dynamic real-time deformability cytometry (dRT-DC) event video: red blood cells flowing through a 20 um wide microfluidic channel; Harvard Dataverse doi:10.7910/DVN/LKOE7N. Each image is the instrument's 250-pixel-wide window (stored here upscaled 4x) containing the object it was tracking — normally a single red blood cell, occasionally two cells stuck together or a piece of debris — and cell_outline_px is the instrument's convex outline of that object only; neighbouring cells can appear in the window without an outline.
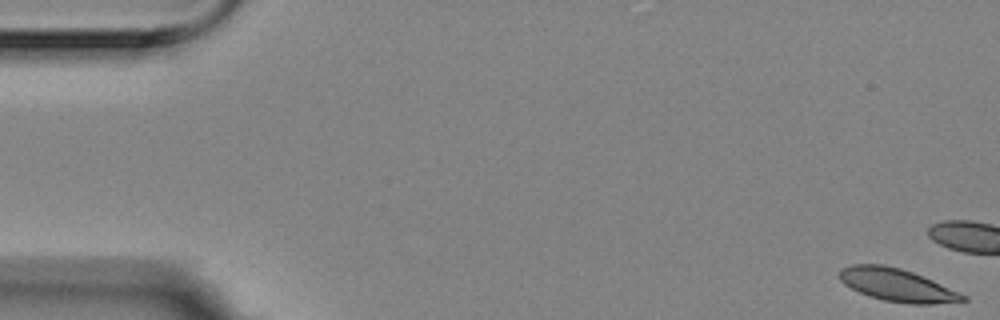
{"species": "Egyptian fruit bat (a non-hibernating species)", "species_latin": "Rousettus aegyptiacus", "temperature_condition": "room temperature", "stored_images_in_passage": 14, "camera_frame_rate_fps": 3000, "um_per_image_px": 0.085, "animal": {"sex": "female"}, "frame": {"image": 1, "passage_image": 1, "time_ms": 0.0, "image_size_px": [1000, 320], "cell_outline_px": [[968, 300], [932, 304], [908, 304], [884, 300], [868, 296], [844, 284], [840, 280], [840, 268], [852, 264], [884, 264], [900, 268], [912, 272], [932, 280], [960, 292], [968, 296]], "centroid_in_image_um": [76.26, 24.23], "position_along_channel_um": 8.7, "area_um2": 23.52}}